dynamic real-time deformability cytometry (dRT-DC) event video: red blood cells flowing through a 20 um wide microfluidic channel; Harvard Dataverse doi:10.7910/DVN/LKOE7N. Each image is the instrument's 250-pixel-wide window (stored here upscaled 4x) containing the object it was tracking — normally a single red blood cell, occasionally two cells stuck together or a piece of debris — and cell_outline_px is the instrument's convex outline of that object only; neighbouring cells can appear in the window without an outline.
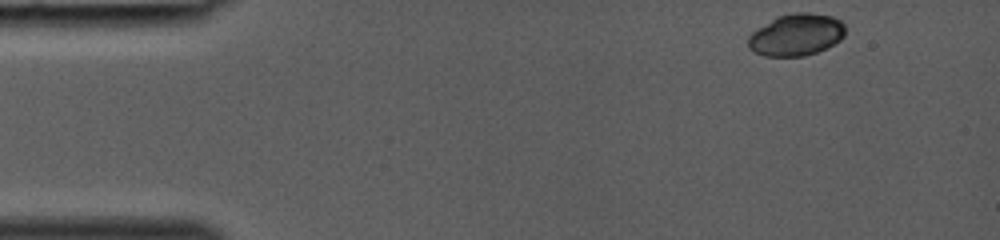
{"species": "common noctule bat (a hibernating species)", "species_latin": "Nyctalus noctula", "temperature_condition": "room temperature", "stored_images_in_passage": 36, "camera_frame_rate_fps": 3000, "um_per_image_px": 0.085, "animal": {"sex": "female", "body_mass_g": 19.0, "forearm_length_mm": 53.3}, "frame": {"image": 1, "passage_image": 1, "time_ms": 0.0, "image_size_px": [1000, 240], "cell_outline_px": [[844, 36], [840, 40], [828, 48], [804, 56], [764, 56], [752, 52], [748, 48], [748, 36], [752, 32], [776, 16], [796, 12], [808, 12], [832, 16], [840, 20], [844, 24]], "centroid_in_image_um": [67.67, 2.96], "position_along_channel_um": 17.3, "area_um2": 23.93}}
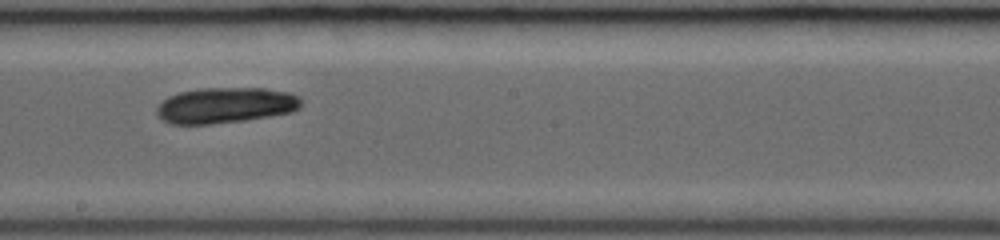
{"frame": {"image": 2, "passage_image": 20, "time_ms": 6.333, "image_size_px": [1000, 240], "cell_outline_px": [[300, 108], [292, 112], [272, 116], [244, 120], [208, 124], [172, 124], [156, 116], [156, 104], [168, 96], [180, 92], [200, 88], [264, 88], [288, 92], [300, 96]], "centroid_in_image_um": [19.14, 8.95], "position_along_channel_um": 229.1, "area_um2": 30.29}}
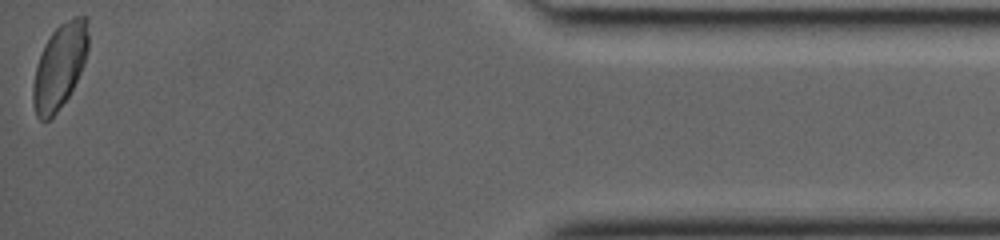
{"frame": {"image": 3, "passage_image": 36, "time_ms": 11.667, "image_size_px": [1000, 240], "cell_outline_px": [[88, 48], [80, 72], [68, 96], [56, 112], [48, 120], [40, 120], [36, 116], [32, 104], [32, 84], [36, 68], [44, 44], [52, 32], [60, 24], [76, 16], [88, 16]], "centroid_in_image_um": [5.05, 5.62], "position_along_channel_um": 430.1, "area_um2": 27.05}}